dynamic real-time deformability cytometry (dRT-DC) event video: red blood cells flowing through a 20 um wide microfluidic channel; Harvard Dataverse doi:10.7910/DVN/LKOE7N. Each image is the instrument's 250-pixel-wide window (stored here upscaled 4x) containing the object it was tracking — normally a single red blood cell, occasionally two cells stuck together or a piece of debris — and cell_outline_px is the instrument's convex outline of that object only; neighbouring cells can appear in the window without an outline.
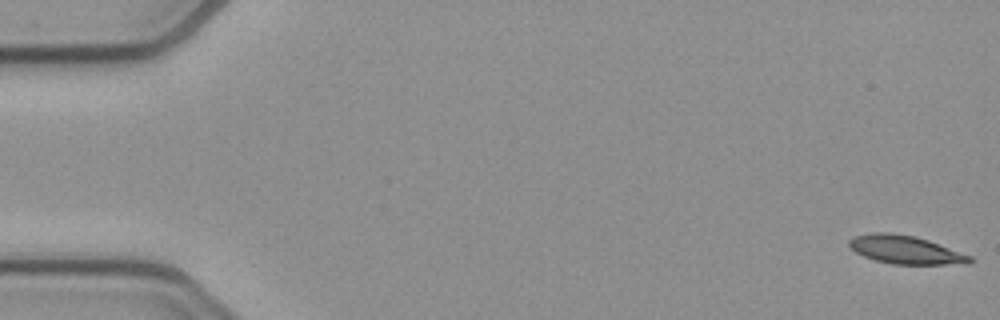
{"species": "common noctule bat (a hibernating species)", "species_latin": "Nyctalus noctula", "temperature_condition": "cold", "stored_images_in_passage": 53, "camera_frame_rate_fps": 3000, "um_per_image_px": 0.085, "animal": {"sex": "female", "body_mass_g": 21.9}, "frame": {"image": 1, "passage_image": 1, "time_ms": 0.0, "image_size_px": [1000, 320], "cell_outline_px": [[976, 260], [972, 264], [892, 264], [876, 260], [864, 256], [856, 252], [848, 244], [848, 240], [852, 236], [872, 232], [888, 232], [912, 236], [928, 240], [972, 256]], "centroid_in_image_um": [76.99, 21.23], "position_along_channel_um": 8.0, "area_um2": 19.94}}
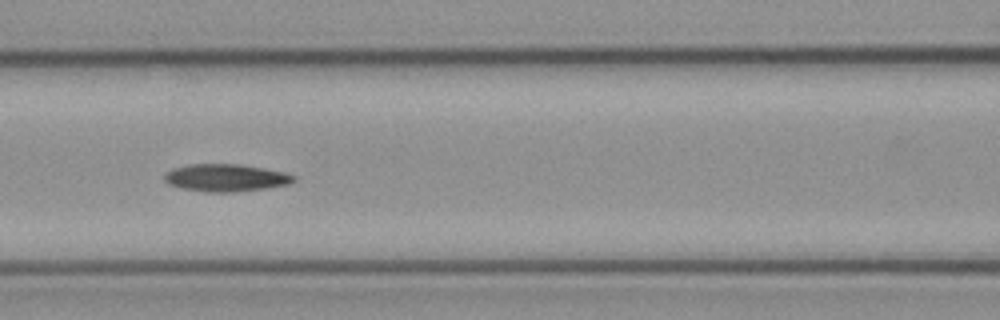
{"frame": {"image": 2, "passage_image": 23, "time_ms": 7.333, "image_size_px": [1000, 320], "cell_outline_px": [[296, 180], [288, 184], [264, 188], [236, 192], [208, 192], [180, 188], [168, 184], [164, 180], [164, 176], [172, 168], [192, 164], [240, 164], [264, 168], [284, 172], [296, 176]], "centroid_in_image_um": [19.19, 15.11], "position_along_channel_um": 147.4, "area_um2": 20.63}}
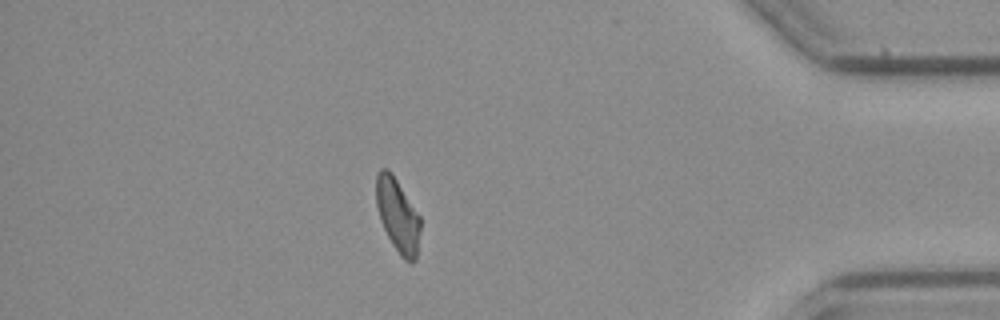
{"frame": {"image": 3, "passage_image": 46, "time_ms": 15.0, "image_size_px": [1000, 320], "cell_outline_px": [[420, 228], [416, 260], [412, 264], [404, 260], [400, 256], [392, 244], [380, 220], [376, 204], [376, 176], [380, 168], [388, 168], [392, 172], [420, 216]], "centroid_in_image_um": [33.8, 18.3], "position_along_channel_um": 401.4, "area_um2": 19.07}, "authors_computed_cell_mechanics": {"area_um2": 19.9988, "velocity_mm_per_s": 3.8653, "shape_relaxation_time_tau1_ms": 6.8649, "shape_relaxation_time_tau2_ms": null, "deformation_change_tau1": 0.1763, "deformation_change_tau2": null}}